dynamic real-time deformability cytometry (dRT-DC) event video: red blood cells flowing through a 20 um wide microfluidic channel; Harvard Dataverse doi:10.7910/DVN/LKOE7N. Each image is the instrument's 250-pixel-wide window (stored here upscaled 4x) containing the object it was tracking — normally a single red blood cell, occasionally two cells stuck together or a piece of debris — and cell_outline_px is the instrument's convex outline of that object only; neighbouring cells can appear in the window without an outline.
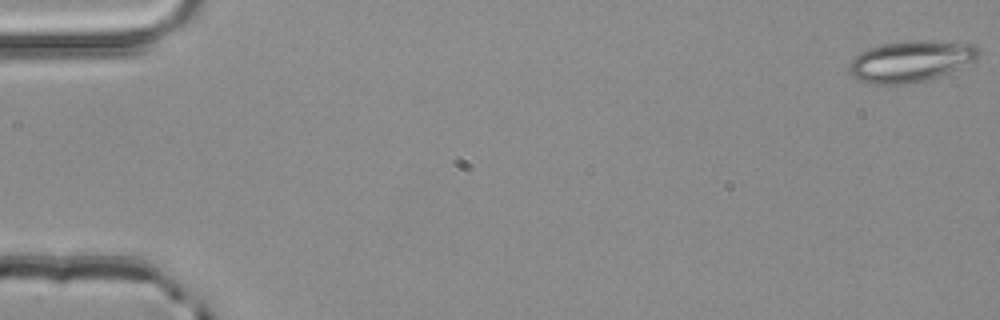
{"species": "common noctule bat (a hibernating species)", "species_latin": "Nyctalus noctula", "temperature_condition": "room temperature", "stored_images_in_passage": 5, "segment_of_instrument_passage": [1, 2], "camera_frame_rate_fps": 3000, "um_per_image_px": 0.085, "animal": {"sex": "male", "body_mass_g": 20.4}, "frame": {"image": 1, "passage_image": 1, "time_ms": 0.0, "image_size_px": [1000, 320], "cell_outline_px": [[980, 52], [976, 60], [948, 72], [924, 80], [904, 84], [872, 84], [860, 80], [852, 76], [848, 72], [848, 68], [852, 60], [860, 52], [868, 48], [884, 44], [908, 40], [924, 40], [972, 44], [980, 48]], "centroid_in_image_um": [77.39, 5.19], "position_along_channel_um": 7.6, "area_um2": 30.75}}